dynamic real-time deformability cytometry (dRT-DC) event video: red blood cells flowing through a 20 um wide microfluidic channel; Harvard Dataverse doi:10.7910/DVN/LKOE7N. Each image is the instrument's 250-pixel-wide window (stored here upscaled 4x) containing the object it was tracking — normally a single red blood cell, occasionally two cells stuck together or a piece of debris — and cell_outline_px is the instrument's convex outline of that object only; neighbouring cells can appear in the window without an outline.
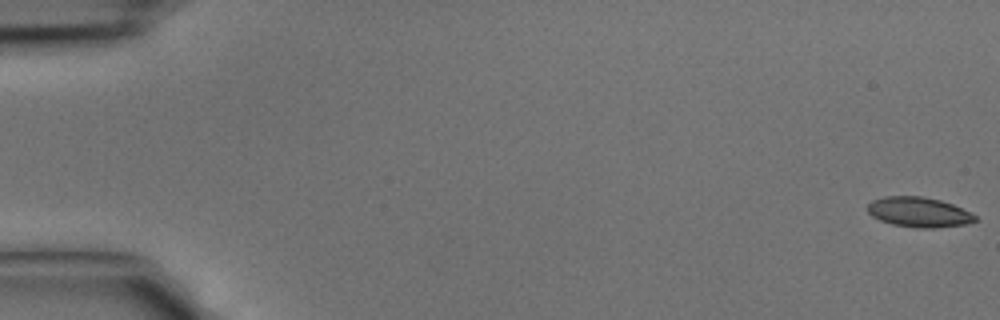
{"species": "common noctule bat (a hibernating species)", "species_latin": "Nyctalus noctula", "temperature_condition": "cold", "stored_images_in_passage": 8, "camera_frame_rate_fps": 3000, "um_per_image_px": 0.085, "animal": {"sex": "male", "body_mass_g": 15.6}, "frame": {"image": 1, "passage_image": 1, "time_ms": 0.0, "image_size_px": [1000, 320], "cell_outline_px": [[976, 220], [964, 224], [932, 228], [916, 228], [892, 224], [880, 220], [872, 216], [868, 212], [868, 204], [872, 200], [884, 196], [924, 196], [940, 200], [952, 204], [976, 216]], "centroid_in_image_um": [78.05, 18.02], "position_along_channel_um": 7.0, "area_um2": 18.61}}